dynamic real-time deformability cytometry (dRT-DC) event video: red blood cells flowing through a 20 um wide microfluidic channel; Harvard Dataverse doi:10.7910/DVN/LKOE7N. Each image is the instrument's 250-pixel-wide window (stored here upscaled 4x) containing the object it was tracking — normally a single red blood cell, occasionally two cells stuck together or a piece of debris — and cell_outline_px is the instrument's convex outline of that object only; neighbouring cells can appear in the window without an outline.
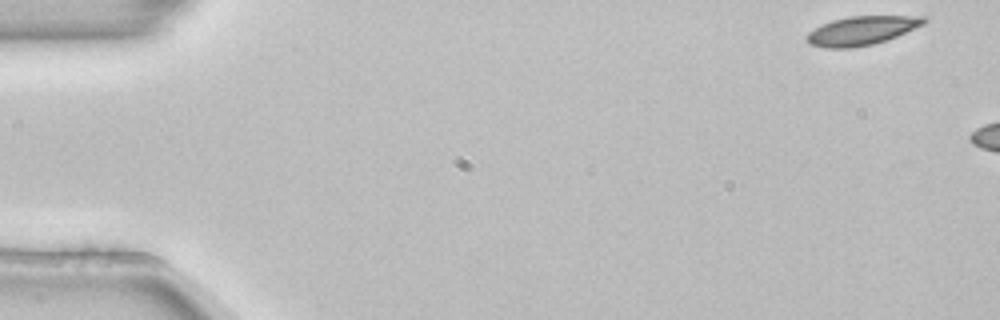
{"species": "common noctule bat (a hibernating species)", "species_latin": "Nyctalus noctula", "temperature_condition": "room temperature", "stored_images_in_passage": 2, "camera_frame_rate_fps": 3000, "um_per_image_px": 0.085, "animal": {"sex": "female", "body_mass_g": 22.7, "forearm_length_mm": 54.2}, "frame": {"image": 1, "passage_image": 1, "time_ms": 0.0, "image_size_px": [1000, 320], "cell_outline_px": [[928, 20], [924, 24], [896, 36], [872, 44], [852, 48], [824, 48], [808, 44], [804, 40], [804, 36], [808, 32], [832, 20], [848, 16], [928, 16]], "centroid_in_image_um": [73.2, 2.6], "position_along_channel_um": 11.8, "area_um2": 19.71}}